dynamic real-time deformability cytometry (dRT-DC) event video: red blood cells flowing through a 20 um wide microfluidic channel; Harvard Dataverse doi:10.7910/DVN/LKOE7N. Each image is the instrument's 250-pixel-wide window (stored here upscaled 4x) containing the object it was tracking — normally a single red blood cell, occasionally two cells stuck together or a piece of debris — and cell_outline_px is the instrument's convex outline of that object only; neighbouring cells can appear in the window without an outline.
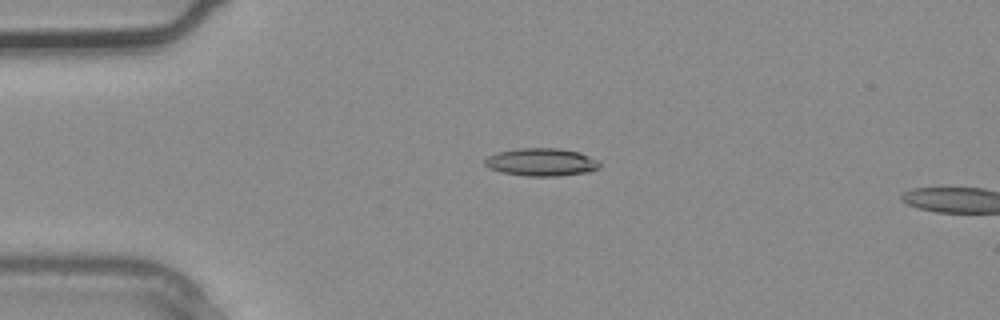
{"species": "common noctule bat (a hibernating species)", "species_latin": "Nyctalus noctula", "temperature_condition": "warm", "stored_images_in_passage": 4, "camera_frame_rate_fps": 3000, "um_per_image_px": 0.085, "animal": {"sex": "male", "body_mass_g": 20.4}, "frame": {"image": 1, "passage_image": 3, "time_ms": 0.667, "image_size_px": [1000, 320], "cell_outline_px": [[600, 168], [592, 172], [560, 176], [524, 176], [504, 172], [488, 168], [484, 164], [484, 160], [488, 156], [496, 152], [516, 148], [560, 148], [580, 152], [596, 160], [600, 164]], "centroid_in_image_um": [46.03, 13.78], "position_along_channel_um": 39.0, "area_um2": 18.84}}